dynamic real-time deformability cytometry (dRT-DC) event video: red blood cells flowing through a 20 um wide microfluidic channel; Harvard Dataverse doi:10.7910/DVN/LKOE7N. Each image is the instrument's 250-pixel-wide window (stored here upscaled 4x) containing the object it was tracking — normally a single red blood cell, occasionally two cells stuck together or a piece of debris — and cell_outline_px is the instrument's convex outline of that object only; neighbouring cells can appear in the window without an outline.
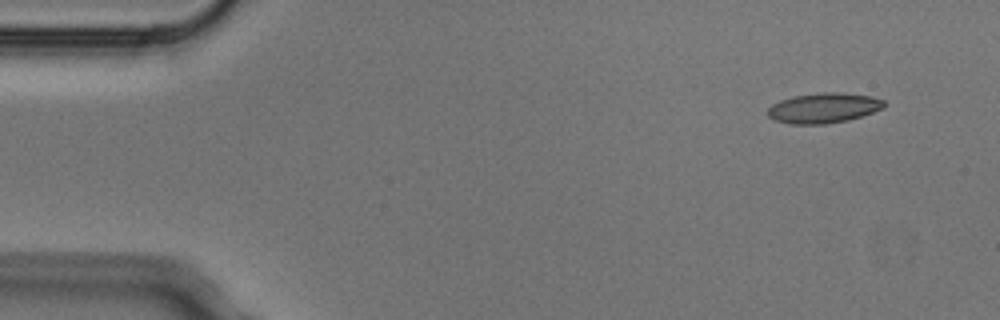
{"species": "Egyptian fruit bat (a non-hibernating species)", "species_latin": "Rousettus aegyptiacus", "temperature_condition": "cold", "stored_images_in_passage": 4, "camera_frame_rate_fps": 3000, "um_per_image_px": 0.085, "animal": {"sex": "male"}, "frame": {"image": 1, "passage_image": 1, "time_ms": 0.0, "image_size_px": [1000, 320], "cell_outline_px": [[888, 104], [884, 108], [848, 120], [824, 124], [792, 124], [776, 120], [768, 116], [768, 108], [772, 104], [780, 100], [792, 96], [824, 92], [840, 92], [872, 96], [884, 100]], "centroid_in_image_um": [70.03, 9.17], "position_along_channel_um": 15.0, "area_um2": 20.46}}
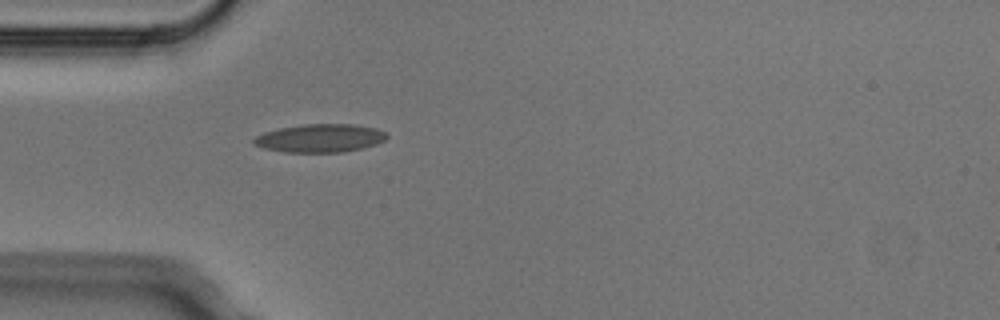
{"frame": {"image": 2, "passage_image": 4, "time_ms": 1.0, "image_size_px": [1000, 320], "cell_outline_px": [[388, 136], [384, 140], [376, 144], [364, 148], [344, 152], [284, 152], [264, 148], [252, 144], [252, 140], [256, 136], [264, 132], [280, 128], [304, 124], [352, 124], [376, 128], [388, 132]], "centroid_in_image_um": [27.22, 11.74], "position_along_channel_um": 57.8, "area_um2": 22.02}}